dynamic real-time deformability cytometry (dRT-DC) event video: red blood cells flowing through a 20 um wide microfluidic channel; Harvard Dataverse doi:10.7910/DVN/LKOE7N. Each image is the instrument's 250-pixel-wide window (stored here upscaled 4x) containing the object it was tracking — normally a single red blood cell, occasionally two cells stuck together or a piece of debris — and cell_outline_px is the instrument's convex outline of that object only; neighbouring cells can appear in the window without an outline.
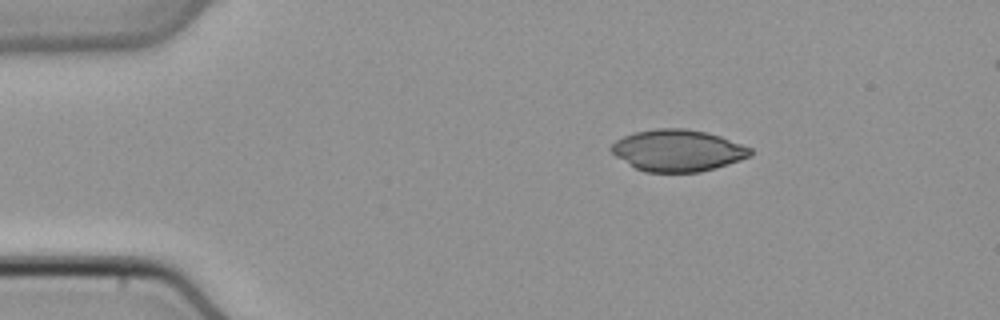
{"species": "common noctule bat (a hibernating species)", "species_latin": "Nyctalus noctula", "temperature_condition": "cold", "stored_images_in_passage": 42, "segment_of_instrument_passage": [1, 2], "camera_frame_rate_fps": 3000, "um_per_image_px": 0.085, "animal": {"sex": "male", "body_mass_g": 21.5, "forearm_length_mm": 52.0}, "frame": {"image": 1, "passage_image": 1, "time_ms": 0.0, "image_size_px": [1000, 320], "cell_outline_px": [[752, 156], [716, 168], [700, 172], [644, 172], [636, 168], [616, 156], [608, 148], [616, 140], [624, 136], [636, 132], [656, 128], [684, 128], [708, 132], [720, 136], [752, 148]], "centroid_in_image_um": [57.62, 12.79], "position_along_channel_um": 27.4, "area_um2": 33.81}}
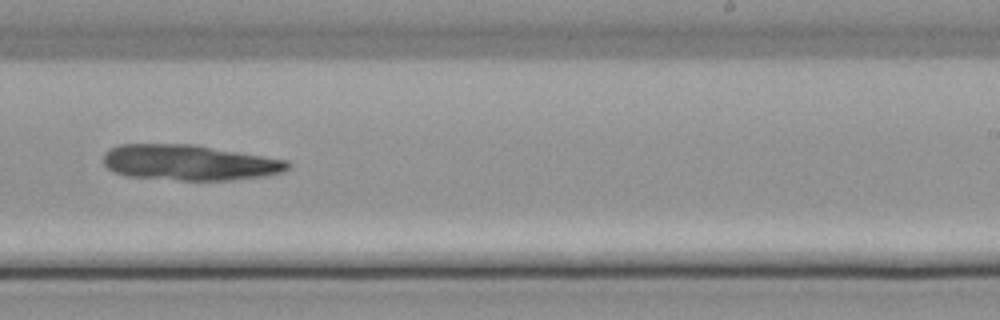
{"frame": {"image": 2, "passage_image": 23, "time_ms": 7.333, "image_size_px": [1000, 320], "cell_outline_px": [[288, 168], [280, 172], [264, 176], [232, 180], [180, 180], [128, 176], [116, 172], [108, 168], [104, 164], [104, 152], [108, 148], [120, 144], [196, 144], [288, 160]], "centroid_in_image_um": [16.07, 13.8], "position_along_channel_um": 272.9, "area_um2": 38.21}}
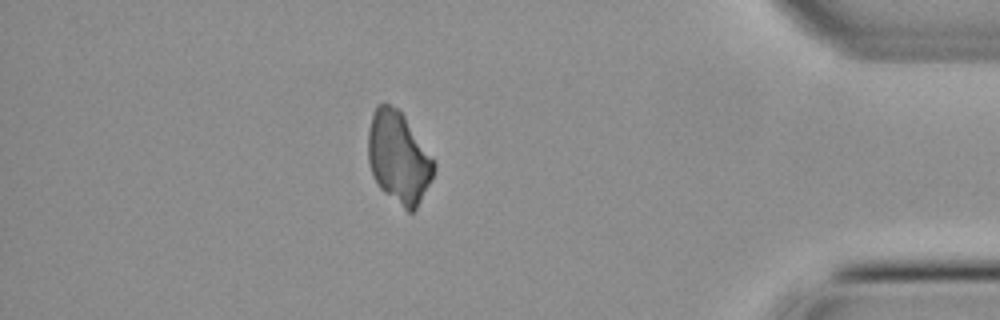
{"frame": {"image": 3, "passage_image": 35, "time_ms": 11.333, "image_size_px": [1000, 320], "cell_outline_px": [[436, 168], [432, 180], [416, 208], [412, 212], [408, 212], [384, 192], [380, 188], [372, 176], [368, 160], [368, 132], [372, 112], [376, 104], [388, 104], [396, 108], [404, 116], [436, 164]], "centroid_in_image_um": [33.86, 13.4], "position_along_channel_um": 401.3, "area_um2": 34.91}}